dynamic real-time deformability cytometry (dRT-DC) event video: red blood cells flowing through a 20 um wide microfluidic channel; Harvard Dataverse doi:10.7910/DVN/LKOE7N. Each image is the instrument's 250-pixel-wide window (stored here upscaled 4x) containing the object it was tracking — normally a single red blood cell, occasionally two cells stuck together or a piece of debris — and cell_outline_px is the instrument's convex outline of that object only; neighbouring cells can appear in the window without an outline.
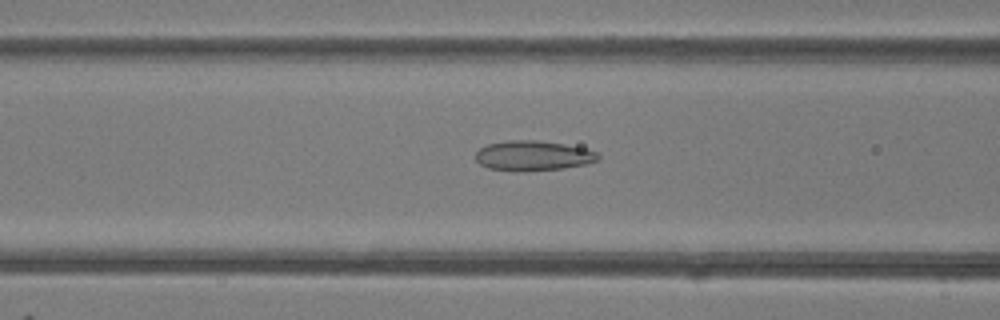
{"species": "common noctule bat (a hibernating species)", "species_latin": "Nyctalus noctula", "temperature_condition": "room temperature", "stored_images_in_passage": 48, "camera_frame_rate_fps": 3000, "um_per_image_px": 0.085, "animal": {"sex": "female"}, "frame": {"image": 1, "passage_image": 19, "time_ms": 6.0, "image_size_px": [1000, 320], "cell_outline_px": [[600, 156], [596, 160], [588, 164], [564, 168], [520, 172], [516, 172], [488, 168], [480, 164], [476, 160], [476, 152], [480, 148], [488, 144], [508, 140], [540, 140], [564, 144], [584, 148], [596, 152]], "centroid_in_image_um": [45.29, 13.24], "position_along_channel_um": 121.3, "area_um2": 21.56}}
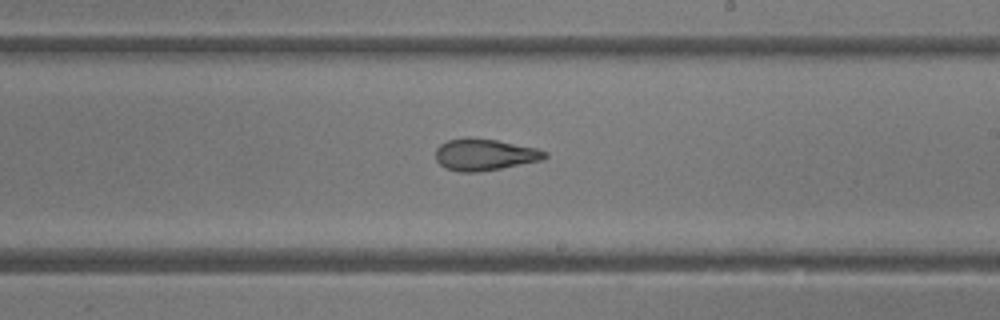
{"frame": {"image": 2, "passage_image": 28, "time_ms": 9.0, "image_size_px": [1000, 320], "cell_outline_px": [[548, 156], [540, 160], [480, 172], [460, 172], [444, 168], [436, 160], [436, 148], [440, 144], [448, 140], [464, 136], [468, 136], [496, 140], [536, 148], [548, 152]], "centroid_in_image_um": [41.14, 13.13], "position_along_channel_um": 247.9, "area_um2": 20.23}}
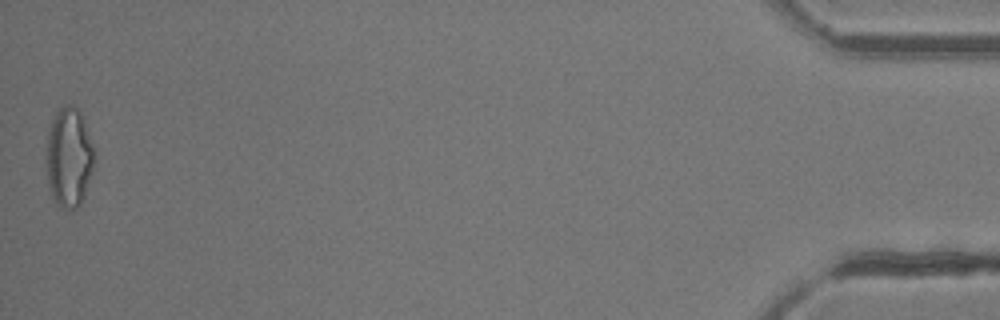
{"frame": {"image": 3, "passage_image": 48, "time_ms": 15.667, "image_size_px": [1000, 320], "cell_outline_px": [[92, 168], [84, 196], [80, 204], [76, 208], [68, 212], [60, 208], [52, 200], [48, 180], [48, 132], [52, 120], [56, 112], [64, 104], [72, 104], [80, 112], [92, 144]], "centroid_in_image_um": [5.84, 13.42], "position_along_channel_um": 429.4, "area_um2": 27.22}, "authors_computed_cell_mechanics": {"area_um2": 22.5998, "velocity_mm_per_s": 4.2092, "shape_relaxation_time_tau1_ms": null, "shape_relaxation_time_tau2_ms": 1.7391, "deformation_change_tau1": null, "deformation_change_tau2": 0.0955}}